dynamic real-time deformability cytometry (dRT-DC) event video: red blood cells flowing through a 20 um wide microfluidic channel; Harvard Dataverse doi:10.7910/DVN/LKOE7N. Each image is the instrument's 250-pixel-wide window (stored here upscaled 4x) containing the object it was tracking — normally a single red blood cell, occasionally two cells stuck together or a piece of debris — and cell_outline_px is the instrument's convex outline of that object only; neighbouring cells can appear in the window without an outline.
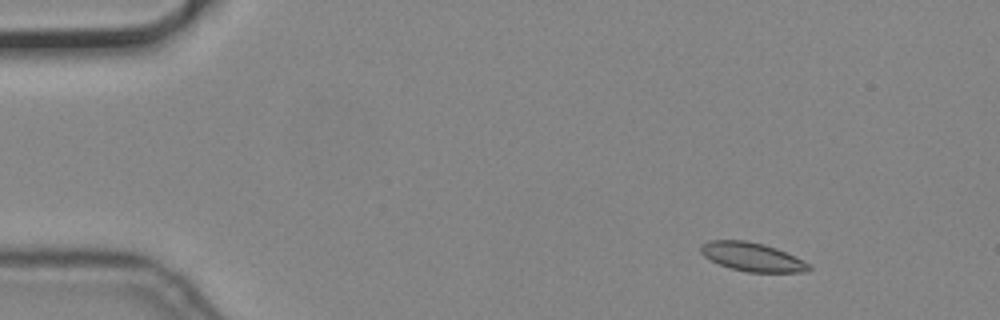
{"species": "common noctule bat (a hibernating species)", "species_latin": "Nyctalus noctula", "temperature_condition": "cold", "stored_images_in_passage": 52, "camera_frame_rate_fps": 3000, "um_per_image_px": 0.085, "animal": {"sex": "male", "body_mass_g": 19.2, "forearm_length_mm": 51.8}, "frame": {"image": 1, "passage_image": 1, "time_ms": 0.0, "image_size_px": [1000, 320], "cell_outline_px": [[812, 268], [808, 272], [748, 272], [732, 268], [720, 264], [704, 256], [700, 252], [700, 244], [708, 240], [744, 240], [764, 244], [776, 248], [812, 264]], "centroid_in_image_um": [63.95, 21.83], "position_along_channel_um": 21.0, "area_um2": 18.09}}
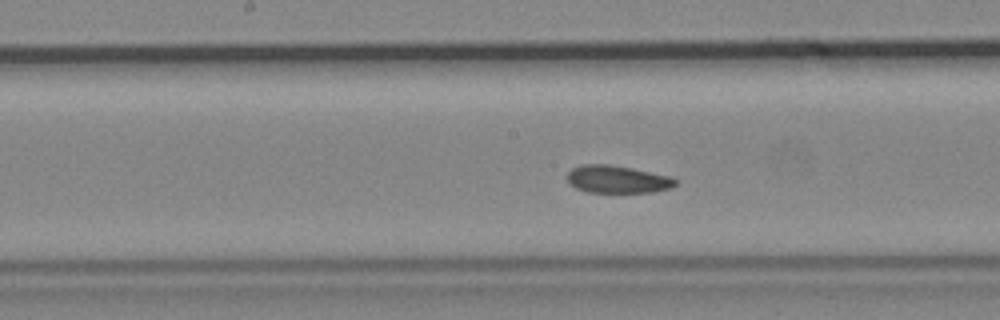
{"frame": {"image": 2, "passage_image": 23, "time_ms": 7.333, "image_size_px": [1000, 320], "cell_outline_px": [[676, 184], [672, 188], [652, 192], [588, 192], [576, 188], [568, 184], [568, 172], [572, 168], [584, 164], [608, 164], [672, 176], [676, 180]], "centroid_in_image_um": [52.48, 15.24], "position_along_channel_um": 195.7, "area_um2": 17.34}}
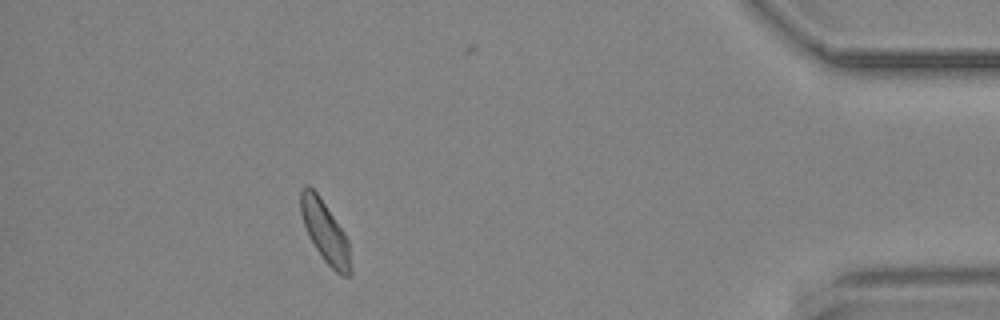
{"frame": {"image": 3, "passage_image": 45, "time_ms": 14.667, "image_size_px": [1000, 320], "cell_outline_px": [[352, 276], [340, 276], [324, 260], [316, 248], [304, 224], [300, 212], [300, 188], [304, 184], [308, 184], [320, 196], [344, 232], [348, 240], [352, 268]], "centroid_in_image_um": [27.65, 19.69], "position_along_channel_um": 407.6, "area_um2": 17.92}}